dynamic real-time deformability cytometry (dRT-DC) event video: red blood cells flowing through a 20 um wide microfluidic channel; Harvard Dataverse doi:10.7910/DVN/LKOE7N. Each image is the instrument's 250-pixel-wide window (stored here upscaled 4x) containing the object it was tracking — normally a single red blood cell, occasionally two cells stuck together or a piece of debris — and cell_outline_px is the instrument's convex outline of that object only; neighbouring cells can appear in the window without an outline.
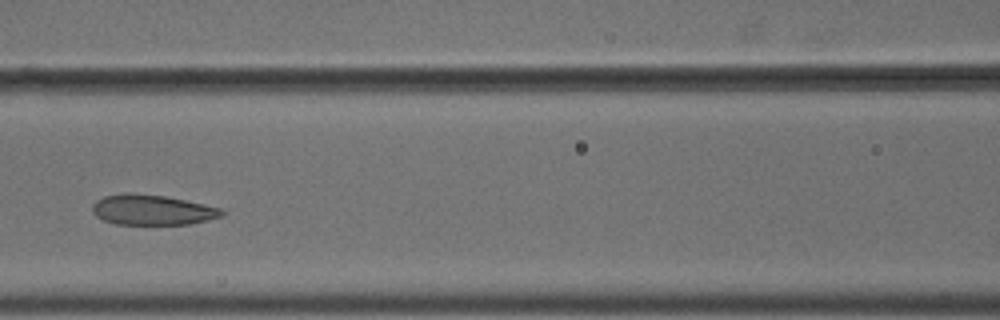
{"species": "common noctule bat (a hibernating species)", "species_latin": "Nyctalus noctula", "temperature_condition": "cold", "stored_images_in_passage": 5, "camera_frame_rate_fps": 3000, "um_per_image_px": 0.085, "animal": {"sex": "male", "body_mass_g": 18.8}, "frame": {"image": 1, "passage_image": 4, "time_ms": 1.0, "image_size_px": [1000, 320], "cell_outline_px": [[224, 212], [220, 216], [208, 220], [188, 224], [116, 224], [104, 220], [96, 216], [92, 212], [92, 204], [96, 200], [104, 196], [124, 192], [132, 192], [164, 196], [204, 204], [220, 208]], "centroid_in_image_um": [12.88, 17.83], "position_along_channel_um": 153.7, "area_um2": 22.77}}
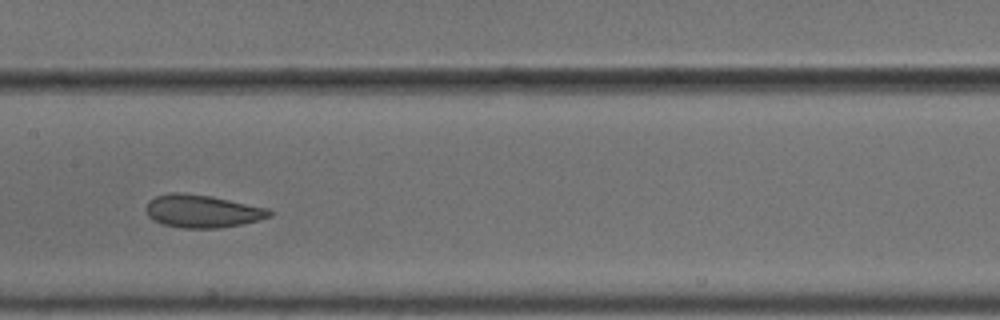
{"frame": {"image": 2, "passage_image": 5, "time_ms": 1.333, "image_size_px": [1000, 320], "cell_outline_px": [[272, 216], [244, 224], [220, 228], [180, 228], [164, 224], [152, 220], [148, 216], [148, 200], [156, 196], [172, 192], [180, 192], [208, 196], [268, 208], [272, 212]], "centroid_in_image_um": [17.2, 17.96], "position_along_channel_um": 190.2, "area_um2": 23.41}}